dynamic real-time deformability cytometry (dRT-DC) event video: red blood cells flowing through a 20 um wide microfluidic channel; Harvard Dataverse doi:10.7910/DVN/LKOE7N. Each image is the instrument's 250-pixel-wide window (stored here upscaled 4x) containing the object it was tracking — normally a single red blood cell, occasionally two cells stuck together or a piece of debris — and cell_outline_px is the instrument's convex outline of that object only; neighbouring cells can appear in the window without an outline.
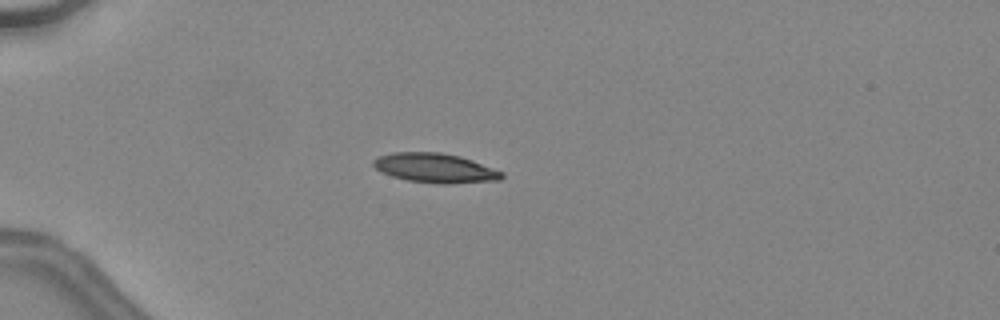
{"species": "common noctule bat (a hibernating species)", "species_latin": "Nyctalus noctula", "temperature_condition": "warm", "stored_images_in_passage": 37, "camera_frame_rate_fps": 3000, "um_per_image_px": 0.085, "animal": {"sex": "female", "body_mass_g": 24.6, "forearm_length_mm": 56.2}, "frame": {"image": 1, "passage_image": 4, "time_ms": 1.0, "image_size_px": [1000, 320], "cell_outline_px": [[504, 176], [500, 180], [444, 184], [408, 180], [392, 176], [376, 168], [372, 164], [372, 160], [380, 156], [392, 152], [440, 152], [460, 156], [472, 160], [504, 172]], "centroid_in_image_um": [37.0, 14.27], "position_along_channel_um": 48.0, "area_um2": 21.85}}
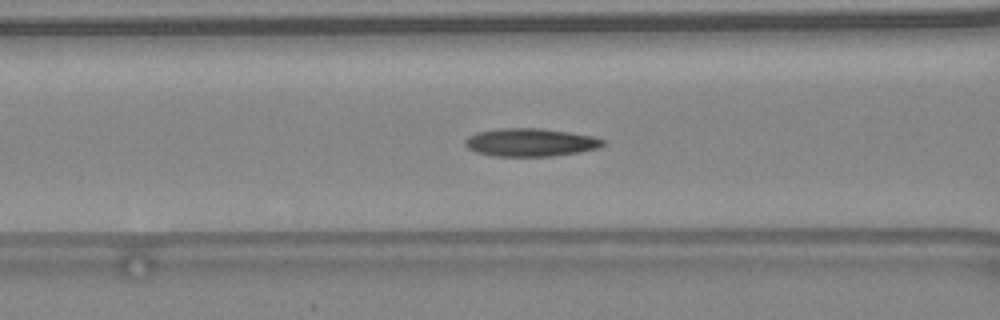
{"frame": {"image": 2, "passage_image": 11, "time_ms": 3.333, "image_size_px": [1000, 320], "cell_outline_px": [[604, 144], [600, 148], [580, 152], [552, 156], [492, 156], [476, 152], [468, 148], [464, 144], [464, 140], [468, 136], [476, 132], [500, 128], [540, 128], [568, 132], [592, 136], [604, 140]], "centroid_in_image_um": [45.06, 12.1], "position_along_channel_um": 121.5, "area_um2": 22.6}}
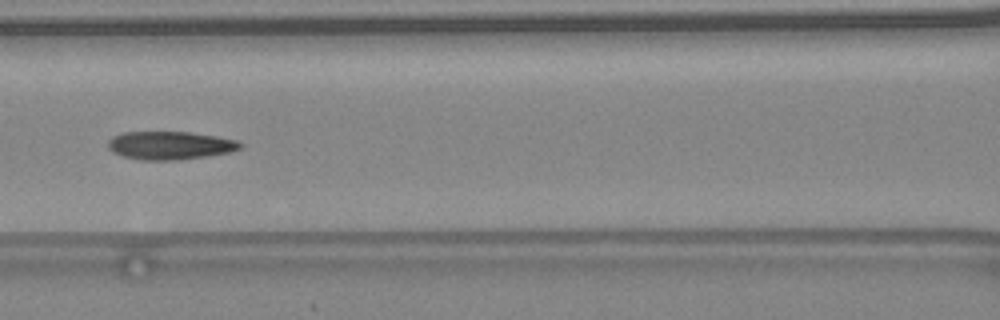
{"frame": {"image": 3, "passage_image": 13, "time_ms": 4.0, "image_size_px": [1000, 320], "cell_outline_px": [[244, 144], [240, 148], [232, 152], [208, 156], [180, 160], [140, 160], [124, 156], [112, 152], [108, 148], [108, 140], [112, 136], [124, 132], [188, 132], [216, 136], [236, 140]], "centroid_in_image_um": [14.46, 12.36], "position_along_channel_um": 152.1, "area_um2": 21.85}, "authors_computed_cell_mechanics": {"area_um2": 21.8484, "velocity_mm_per_s": 4.5472, "shape_relaxation_time_tau1_ms": 6.0097, "shape_relaxation_time_tau2_ms": 2.3483, "deformation_change_tau1": 0.2195, "deformation_change_tau2": 0.1126}}